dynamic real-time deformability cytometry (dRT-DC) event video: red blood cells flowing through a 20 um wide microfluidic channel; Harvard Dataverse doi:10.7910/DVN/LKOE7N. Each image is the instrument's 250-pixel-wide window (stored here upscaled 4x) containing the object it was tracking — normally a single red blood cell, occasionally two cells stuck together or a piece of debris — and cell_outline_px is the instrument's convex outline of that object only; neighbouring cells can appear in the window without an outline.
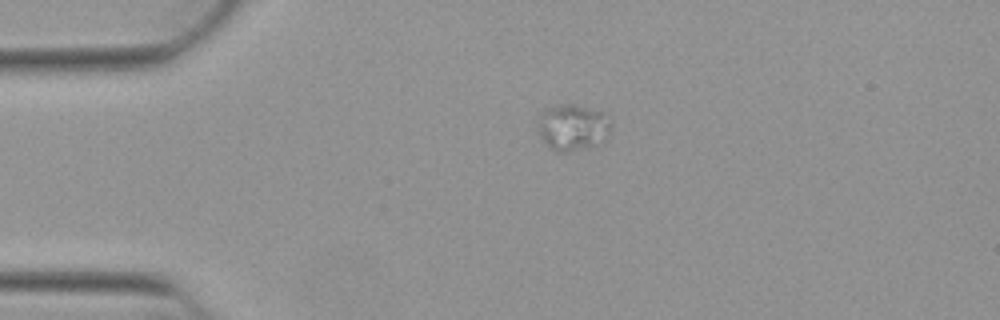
{"species": "Egyptian fruit bat (a non-hibernating species)", "species_latin": "Rousettus aegyptiacus", "temperature_condition": "warm", "stored_images_in_passage": 43, "camera_frame_rate_fps": 3000, "um_per_image_px": 0.085, "animal": {"sex": "female"}, "frame": {"image": 1, "passage_image": 1, "time_ms": 0.0, "image_size_px": [1000, 320], "cell_outline_px": [[612, 124], [604, 140], [564, 152], [560, 152], [552, 148], [540, 136], [536, 124], [536, 120], [544, 108], [560, 104], [576, 104], [604, 112], [612, 120]], "centroid_in_image_um": [48.65, 10.74], "position_along_channel_um": 36.4, "area_um2": 19.54}}
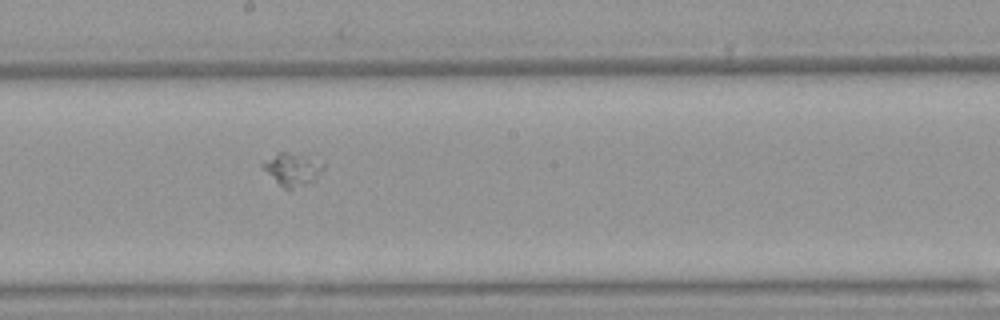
{"frame": {"image": 2, "passage_image": 19, "time_ms": 6.0, "image_size_px": [1000, 320], "cell_outline_px": [[324, 168], [316, 180], [312, 184], [292, 192], [288, 192], [260, 164], [264, 160], [276, 152], [288, 152], [304, 156], [324, 164]], "centroid_in_image_um": [24.88, 14.45], "position_along_channel_um": 223.3, "area_um2": 11.73}}
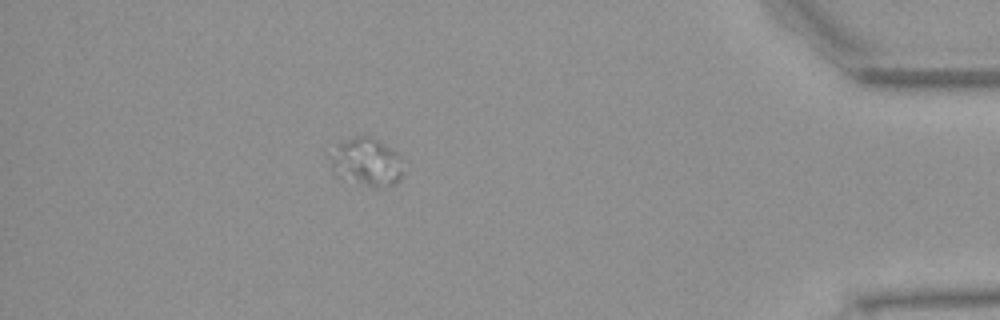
{"frame": {"image": 3, "passage_image": 37, "time_ms": 12.0, "image_size_px": [1000, 320], "cell_outline_px": [[404, 176], [396, 184], [380, 188], [376, 188], [336, 176], [324, 152], [336, 144], [356, 136], [372, 136], [380, 140], [396, 152], [400, 156], [404, 172]], "centroid_in_image_um": [31.11, 13.76], "position_along_channel_um": 404.1, "area_um2": 21.33}}